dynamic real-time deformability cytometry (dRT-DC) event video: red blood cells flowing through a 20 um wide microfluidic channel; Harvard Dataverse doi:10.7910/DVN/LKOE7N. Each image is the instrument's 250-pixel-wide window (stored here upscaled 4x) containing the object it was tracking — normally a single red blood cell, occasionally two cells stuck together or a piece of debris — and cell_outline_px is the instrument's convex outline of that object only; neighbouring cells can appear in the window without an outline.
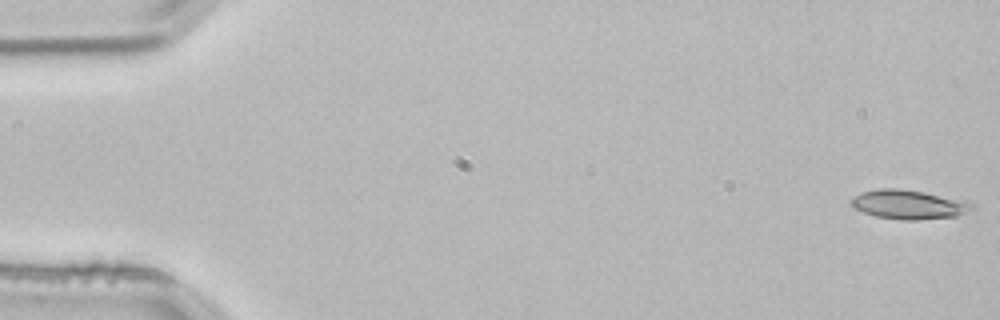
{"species": "common noctule bat (a hibernating species)", "species_latin": "Nyctalus noctula", "temperature_condition": "room temperature", "stored_images_in_passage": 53, "camera_frame_rate_fps": 3000, "um_per_image_px": 0.085, "animal": {"sex": "male", "body_mass_g": 21.5, "forearm_length_mm": 52.0}, "frame": {"image": 1, "passage_image": 1, "time_ms": 0.0, "image_size_px": [1000, 320], "cell_outline_px": [[976, 208], [956, 216], [916, 220], [904, 220], [876, 216], [864, 212], [856, 208], [848, 200], [860, 192], [876, 188], [900, 188], [924, 192], [964, 200], [972, 204]], "centroid_in_image_um": [77.22, 17.37], "position_along_channel_um": 7.8, "area_um2": 20.52}}
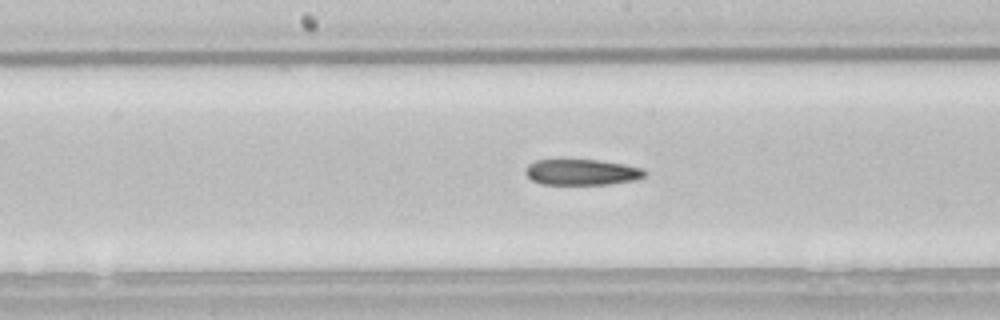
{"frame": {"image": 2, "passage_image": 27, "time_ms": 8.667, "image_size_px": [1000, 320], "cell_outline_px": [[648, 172], [644, 176], [636, 180], [608, 184], [540, 184], [532, 180], [524, 172], [524, 168], [528, 164], [536, 160], [600, 160], [624, 164], [640, 168]], "centroid_in_image_um": [49.43, 14.63], "position_along_channel_um": 198.8, "area_um2": 17.98}}
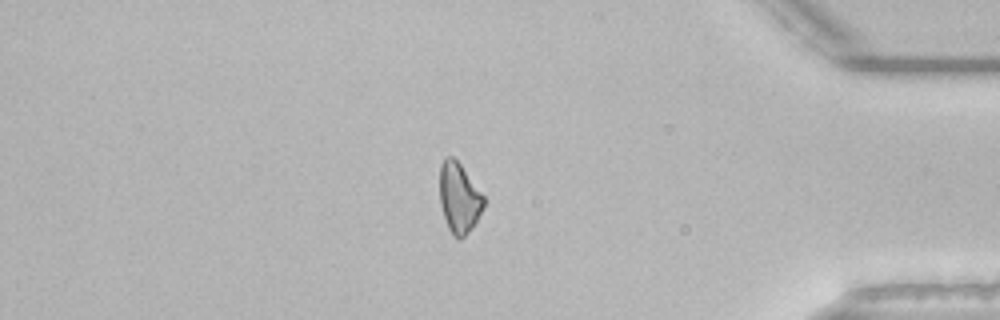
{"frame": {"image": 3, "passage_image": 45, "time_ms": 14.667, "image_size_px": [1000, 320], "cell_outline_px": [[484, 204], [472, 228], [460, 240], [456, 240], [452, 236], [448, 228], [440, 204], [440, 164], [444, 156], [452, 156], [460, 164], [484, 196]], "centroid_in_image_um": [38.99, 16.83], "position_along_channel_um": 396.2, "area_um2": 17.92}}